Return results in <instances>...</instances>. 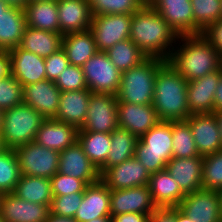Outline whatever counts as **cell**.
I'll use <instances>...</instances> for the list:
<instances>
[{
	"label": "cell",
	"mask_w": 222,
	"mask_h": 222,
	"mask_svg": "<svg viewBox=\"0 0 222 222\" xmlns=\"http://www.w3.org/2000/svg\"><path fill=\"white\" fill-rule=\"evenodd\" d=\"M58 172L83 180L87 185L100 180L98 168L84 153L78 141L60 152Z\"/></svg>",
	"instance_id": "obj_18"
},
{
	"label": "cell",
	"mask_w": 222,
	"mask_h": 222,
	"mask_svg": "<svg viewBox=\"0 0 222 222\" xmlns=\"http://www.w3.org/2000/svg\"><path fill=\"white\" fill-rule=\"evenodd\" d=\"M69 65V60L62 48L50 56L45 57L46 79L56 81Z\"/></svg>",
	"instance_id": "obj_45"
},
{
	"label": "cell",
	"mask_w": 222,
	"mask_h": 222,
	"mask_svg": "<svg viewBox=\"0 0 222 222\" xmlns=\"http://www.w3.org/2000/svg\"><path fill=\"white\" fill-rule=\"evenodd\" d=\"M222 110V74L214 97V112Z\"/></svg>",
	"instance_id": "obj_50"
},
{
	"label": "cell",
	"mask_w": 222,
	"mask_h": 222,
	"mask_svg": "<svg viewBox=\"0 0 222 222\" xmlns=\"http://www.w3.org/2000/svg\"><path fill=\"white\" fill-rule=\"evenodd\" d=\"M78 143L83 147L84 153L99 169L107 159L111 149V137L108 133L78 131Z\"/></svg>",
	"instance_id": "obj_34"
},
{
	"label": "cell",
	"mask_w": 222,
	"mask_h": 222,
	"mask_svg": "<svg viewBox=\"0 0 222 222\" xmlns=\"http://www.w3.org/2000/svg\"><path fill=\"white\" fill-rule=\"evenodd\" d=\"M178 208L191 222H222L217 190L202 188L186 194Z\"/></svg>",
	"instance_id": "obj_11"
},
{
	"label": "cell",
	"mask_w": 222,
	"mask_h": 222,
	"mask_svg": "<svg viewBox=\"0 0 222 222\" xmlns=\"http://www.w3.org/2000/svg\"><path fill=\"white\" fill-rule=\"evenodd\" d=\"M100 217H111L110 189L101 180L85 188L74 219L77 222H89Z\"/></svg>",
	"instance_id": "obj_22"
},
{
	"label": "cell",
	"mask_w": 222,
	"mask_h": 222,
	"mask_svg": "<svg viewBox=\"0 0 222 222\" xmlns=\"http://www.w3.org/2000/svg\"><path fill=\"white\" fill-rule=\"evenodd\" d=\"M194 35L202 34L210 25L222 19L221 0H191Z\"/></svg>",
	"instance_id": "obj_36"
},
{
	"label": "cell",
	"mask_w": 222,
	"mask_h": 222,
	"mask_svg": "<svg viewBox=\"0 0 222 222\" xmlns=\"http://www.w3.org/2000/svg\"><path fill=\"white\" fill-rule=\"evenodd\" d=\"M11 75V59L8 51H0V80Z\"/></svg>",
	"instance_id": "obj_49"
},
{
	"label": "cell",
	"mask_w": 222,
	"mask_h": 222,
	"mask_svg": "<svg viewBox=\"0 0 222 222\" xmlns=\"http://www.w3.org/2000/svg\"><path fill=\"white\" fill-rule=\"evenodd\" d=\"M60 34L90 29L93 14L88 0H57Z\"/></svg>",
	"instance_id": "obj_23"
},
{
	"label": "cell",
	"mask_w": 222,
	"mask_h": 222,
	"mask_svg": "<svg viewBox=\"0 0 222 222\" xmlns=\"http://www.w3.org/2000/svg\"><path fill=\"white\" fill-rule=\"evenodd\" d=\"M36 1H41V0H26V4L31 3V2H36Z\"/></svg>",
	"instance_id": "obj_62"
},
{
	"label": "cell",
	"mask_w": 222,
	"mask_h": 222,
	"mask_svg": "<svg viewBox=\"0 0 222 222\" xmlns=\"http://www.w3.org/2000/svg\"><path fill=\"white\" fill-rule=\"evenodd\" d=\"M20 177L17 154L15 150L6 148L0 152V194L13 192Z\"/></svg>",
	"instance_id": "obj_38"
},
{
	"label": "cell",
	"mask_w": 222,
	"mask_h": 222,
	"mask_svg": "<svg viewBox=\"0 0 222 222\" xmlns=\"http://www.w3.org/2000/svg\"><path fill=\"white\" fill-rule=\"evenodd\" d=\"M87 89L93 93L117 95L122 73L104 51H97L82 66Z\"/></svg>",
	"instance_id": "obj_7"
},
{
	"label": "cell",
	"mask_w": 222,
	"mask_h": 222,
	"mask_svg": "<svg viewBox=\"0 0 222 222\" xmlns=\"http://www.w3.org/2000/svg\"><path fill=\"white\" fill-rule=\"evenodd\" d=\"M166 60L147 57L138 66L122 72L118 103L152 104L156 74Z\"/></svg>",
	"instance_id": "obj_4"
},
{
	"label": "cell",
	"mask_w": 222,
	"mask_h": 222,
	"mask_svg": "<svg viewBox=\"0 0 222 222\" xmlns=\"http://www.w3.org/2000/svg\"><path fill=\"white\" fill-rule=\"evenodd\" d=\"M160 121L153 104L118 103V126L138 139Z\"/></svg>",
	"instance_id": "obj_20"
},
{
	"label": "cell",
	"mask_w": 222,
	"mask_h": 222,
	"mask_svg": "<svg viewBox=\"0 0 222 222\" xmlns=\"http://www.w3.org/2000/svg\"><path fill=\"white\" fill-rule=\"evenodd\" d=\"M167 61L186 81L220 69V53L202 34L178 36Z\"/></svg>",
	"instance_id": "obj_2"
},
{
	"label": "cell",
	"mask_w": 222,
	"mask_h": 222,
	"mask_svg": "<svg viewBox=\"0 0 222 222\" xmlns=\"http://www.w3.org/2000/svg\"><path fill=\"white\" fill-rule=\"evenodd\" d=\"M83 192L69 195L53 196L50 205V214L60 217L74 218L76 211L82 203Z\"/></svg>",
	"instance_id": "obj_42"
},
{
	"label": "cell",
	"mask_w": 222,
	"mask_h": 222,
	"mask_svg": "<svg viewBox=\"0 0 222 222\" xmlns=\"http://www.w3.org/2000/svg\"><path fill=\"white\" fill-rule=\"evenodd\" d=\"M20 173L25 176L52 178L58 172L60 152L34 142L15 149Z\"/></svg>",
	"instance_id": "obj_8"
},
{
	"label": "cell",
	"mask_w": 222,
	"mask_h": 222,
	"mask_svg": "<svg viewBox=\"0 0 222 222\" xmlns=\"http://www.w3.org/2000/svg\"><path fill=\"white\" fill-rule=\"evenodd\" d=\"M78 131L76 127L55 118L45 119L37 131L35 142L61 152L77 142Z\"/></svg>",
	"instance_id": "obj_24"
},
{
	"label": "cell",
	"mask_w": 222,
	"mask_h": 222,
	"mask_svg": "<svg viewBox=\"0 0 222 222\" xmlns=\"http://www.w3.org/2000/svg\"><path fill=\"white\" fill-rule=\"evenodd\" d=\"M188 81L168 61L157 71L153 107L160 120L185 121L191 114L187 104Z\"/></svg>",
	"instance_id": "obj_3"
},
{
	"label": "cell",
	"mask_w": 222,
	"mask_h": 222,
	"mask_svg": "<svg viewBox=\"0 0 222 222\" xmlns=\"http://www.w3.org/2000/svg\"><path fill=\"white\" fill-rule=\"evenodd\" d=\"M23 8L10 6L0 15V51H9L19 46L26 28Z\"/></svg>",
	"instance_id": "obj_29"
},
{
	"label": "cell",
	"mask_w": 222,
	"mask_h": 222,
	"mask_svg": "<svg viewBox=\"0 0 222 222\" xmlns=\"http://www.w3.org/2000/svg\"><path fill=\"white\" fill-rule=\"evenodd\" d=\"M150 222H175V208H156L150 214Z\"/></svg>",
	"instance_id": "obj_47"
},
{
	"label": "cell",
	"mask_w": 222,
	"mask_h": 222,
	"mask_svg": "<svg viewBox=\"0 0 222 222\" xmlns=\"http://www.w3.org/2000/svg\"><path fill=\"white\" fill-rule=\"evenodd\" d=\"M8 52L11 59V75L22 86L46 79L44 57L19 47Z\"/></svg>",
	"instance_id": "obj_21"
},
{
	"label": "cell",
	"mask_w": 222,
	"mask_h": 222,
	"mask_svg": "<svg viewBox=\"0 0 222 222\" xmlns=\"http://www.w3.org/2000/svg\"><path fill=\"white\" fill-rule=\"evenodd\" d=\"M186 121L190 125L200 156L222 150V141L214 113L191 114Z\"/></svg>",
	"instance_id": "obj_17"
},
{
	"label": "cell",
	"mask_w": 222,
	"mask_h": 222,
	"mask_svg": "<svg viewBox=\"0 0 222 222\" xmlns=\"http://www.w3.org/2000/svg\"><path fill=\"white\" fill-rule=\"evenodd\" d=\"M111 149L106 162L98 169L100 176L109 168L134 157L138 138L128 130L117 128L111 134Z\"/></svg>",
	"instance_id": "obj_32"
},
{
	"label": "cell",
	"mask_w": 222,
	"mask_h": 222,
	"mask_svg": "<svg viewBox=\"0 0 222 222\" xmlns=\"http://www.w3.org/2000/svg\"><path fill=\"white\" fill-rule=\"evenodd\" d=\"M143 5H150L153 0H139Z\"/></svg>",
	"instance_id": "obj_60"
},
{
	"label": "cell",
	"mask_w": 222,
	"mask_h": 222,
	"mask_svg": "<svg viewBox=\"0 0 222 222\" xmlns=\"http://www.w3.org/2000/svg\"><path fill=\"white\" fill-rule=\"evenodd\" d=\"M49 214L48 205L28 202L12 192L0 195V217L4 222H46Z\"/></svg>",
	"instance_id": "obj_14"
},
{
	"label": "cell",
	"mask_w": 222,
	"mask_h": 222,
	"mask_svg": "<svg viewBox=\"0 0 222 222\" xmlns=\"http://www.w3.org/2000/svg\"><path fill=\"white\" fill-rule=\"evenodd\" d=\"M5 146H4V142L3 139L1 137V133H0V152H2L3 150H5Z\"/></svg>",
	"instance_id": "obj_59"
},
{
	"label": "cell",
	"mask_w": 222,
	"mask_h": 222,
	"mask_svg": "<svg viewBox=\"0 0 222 222\" xmlns=\"http://www.w3.org/2000/svg\"><path fill=\"white\" fill-rule=\"evenodd\" d=\"M45 118L31 106L22 103L3 111L1 137L7 149L34 142L38 129Z\"/></svg>",
	"instance_id": "obj_6"
},
{
	"label": "cell",
	"mask_w": 222,
	"mask_h": 222,
	"mask_svg": "<svg viewBox=\"0 0 222 222\" xmlns=\"http://www.w3.org/2000/svg\"><path fill=\"white\" fill-rule=\"evenodd\" d=\"M173 157L192 158L200 156L189 123L185 121H172Z\"/></svg>",
	"instance_id": "obj_37"
},
{
	"label": "cell",
	"mask_w": 222,
	"mask_h": 222,
	"mask_svg": "<svg viewBox=\"0 0 222 222\" xmlns=\"http://www.w3.org/2000/svg\"><path fill=\"white\" fill-rule=\"evenodd\" d=\"M12 193L28 202L49 207L53 199L50 178L21 175Z\"/></svg>",
	"instance_id": "obj_33"
},
{
	"label": "cell",
	"mask_w": 222,
	"mask_h": 222,
	"mask_svg": "<svg viewBox=\"0 0 222 222\" xmlns=\"http://www.w3.org/2000/svg\"><path fill=\"white\" fill-rule=\"evenodd\" d=\"M2 126H3V111L0 110V133L2 131Z\"/></svg>",
	"instance_id": "obj_58"
},
{
	"label": "cell",
	"mask_w": 222,
	"mask_h": 222,
	"mask_svg": "<svg viewBox=\"0 0 222 222\" xmlns=\"http://www.w3.org/2000/svg\"><path fill=\"white\" fill-rule=\"evenodd\" d=\"M219 201H220V212L222 217V188L218 190Z\"/></svg>",
	"instance_id": "obj_57"
},
{
	"label": "cell",
	"mask_w": 222,
	"mask_h": 222,
	"mask_svg": "<svg viewBox=\"0 0 222 222\" xmlns=\"http://www.w3.org/2000/svg\"><path fill=\"white\" fill-rule=\"evenodd\" d=\"M156 208L148 185L120 190L110 189L111 216L129 212L150 215Z\"/></svg>",
	"instance_id": "obj_13"
},
{
	"label": "cell",
	"mask_w": 222,
	"mask_h": 222,
	"mask_svg": "<svg viewBox=\"0 0 222 222\" xmlns=\"http://www.w3.org/2000/svg\"><path fill=\"white\" fill-rule=\"evenodd\" d=\"M63 35L26 26L19 48L48 57L62 48Z\"/></svg>",
	"instance_id": "obj_30"
},
{
	"label": "cell",
	"mask_w": 222,
	"mask_h": 222,
	"mask_svg": "<svg viewBox=\"0 0 222 222\" xmlns=\"http://www.w3.org/2000/svg\"><path fill=\"white\" fill-rule=\"evenodd\" d=\"M214 115L216 117V121H217L218 128H219V133H220V137H221V141H222V110L214 112Z\"/></svg>",
	"instance_id": "obj_54"
},
{
	"label": "cell",
	"mask_w": 222,
	"mask_h": 222,
	"mask_svg": "<svg viewBox=\"0 0 222 222\" xmlns=\"http://www.w3.org/2000/svg\"><path fill=\"white\" fill-rule=\"evenodd\" d=\"M150 6L166 20L178 36L194 35L191 0H153Z\"/></svg>",
	"instance_id": "obj_19"
},
{
	"label": "cell",
	"mask_w": 222,
	"mask_h": 222,
	"mask_svg": "<svg viewBox=\"0 0 222 222\" xmlns=\"http://www.w3.org/2000/svg\"><path fill=\"white\" fill-rule=\"evenodd\" d=\"M172 121L160 120L138 139L134 156L150 172L165 169L173 157Z\"/></svg>",
	"instance_id": "obj_5"
},
{
	"label": "cell",
	"mask_w": 222,
	"mask_h": 222,
	"mask_svg": "<svg viewBox=\"0 0 222 222\" xmlns=\"http://www.w3.org/2000/svg\"><path fill=\"white\" fill-rule=\"evenodd\" d=\"M202 35L222 54V19L210 25Z\"/></svg>",
	"instance_id": "obj_46"
},
{
	"label": "cell",
	"mask_w": 222,
	"mask_h": 222,
	"mask_svg": "<svg viewBox=\"0 0 222 222\" xmlns=\"http://www.w3.org/2000/svg\"><path fill=\"white\" fill-rule=\"evenodd\" d=\"M129 39L147 56L168 60L178 39L177 33L150 5L131 15Z\"/></svg>",
	"instance_id": "obj_1"
},
{
	"label": "cell",
	"mask_w": 222,
	"mask_h": 222,
	"mask_svg": "<svg viewBox=\"0 0 222 222\" xmlns=\"http://www.w3.org/2000/svg\"><path fill=\"white\" fill-rule=\"evenodd\" d=\"M91 94L88 89L61 92L55 119L80 130L85 122Z\"/></svg>",
	"instance_id": "obj_26"
},
{
	"label": "cell",
	"mask_w": 222,
	"mask_h": 222,
	"mask_svg": "<svg viewBox=\"0 0 222 222\" xmlns=\"http://www.w3.org/2000/svg\"><path fill=\"white\" fill-rule=\"evenodd\" d=\"M23 103V86L12 76L0 80V110L5 111Z\"/></svg>",
	"instance_id": "obj_41"
},
{
	"label": "cell",
	"mask_w": 222,
	"mask_h": 222,
	"mask_svg": "<svg viewBox=\"0 0 222 222\" xmlns=\"http://www.w3.org/2000/svg\"><path fill=\"white\" fill-rule=\"evenodd\" d=\"M61 92L87 89L82 67L69 65L55 81Z\"/></svg>",
	"instance_id": "obj_43"
},
{
	"label": "cell",
	"mask_w": 222,
	"mask_h": 222,
	"mask_svg": "<svg viewBox=\"0 0 222 222\" xmlns=\"http://www.w3.org/2000/svg\"><path fill=\"white\" fill-rule=\"evenodd\" d=\"M61 91L55 81L42 80L23 86V103L31 106L45 119L56 117Z\"/></svg>",
	"instance_id": "obj_15"
},
{
	"label": "cell",
	"mask_w": 222,
	"mask_h": 222,
	"mask_svg": "<svg viewBox=\"0 0 222 222\" xmlns=\"http://www.w3.org/2000/svg\"><path fill=\"white\" fill-rule=\"evenodd\" d=\"M105 52L121 73L138 66L147 58L130 39L116 43Z\"/></svg>",
	"instance_id": "obj_35"
},
{
	"label": "cell",
	"mask_w": 222,
	"mask_h": 222,
	"mask_svg": "<svg viewBox=\"0 0 222 222\" xmlns=\"http://www.w3.org/2000/svg\"><path fill=\"white\" fill-rule=\"evenodd\" d=\"M148 186L157 208L178 207L186 195L166 169L152 173Z\"/></svg>",
	"instance_id": "obj_27"
},
{
	"label": "cell",
	"mask_w": 222,
	"mask_h": 222,
	"mask_svg": "<svg viewBox=\"0 0 222 222\" xmlns=\"http://www.w3.org/2000/svg\"><path fill=\"white\" fill-rule=\"evenodd\" d=\"M112 222H150V215L141 213H121L111 216Z\"/></svg>",
	"instance_id": "obj_48"
},
{
	"label": "cell",
	"mask_w": 222,
	"mask_h": 222,
	"mask_svg": "<svg viewBox=\"0 0 222 222\" xmlns=\"http://www.w3.org/2000/svg\"><path fill=\"white\" fill-rule=\"evenodd\" d=\"M9 7L10 6L6 2H4L3 0H0V15H2L3 12L7 10Z\"/></svg>",
	"instance_id": "obj_56"
},
{
	"label": "cell",
	"mask_w": 222,
	"mask_h": 222,
	"mask_svg": "<svg viewBox=\"0 0 222 222\" xmlns=\"http://www.w3.org/2000/svg\"><path fill=\"white\" fill-rule=\"evenodd\" d=\"M62 49L69 63L79 67L97 52L94 36L90 30L64 34Z\"/></svg>",
	"instance_id": "obj_31"
},
{
	"label": "cell",
	"mask_w": 222,
	"mask_h": 222,
	"mask_svg": "<svg viewBox=\"0 0 222 222\" xmlns=\"http://www.w3.org/2000/svg\"><path fill=\"white\" fill-rule=\"evenodd\" d=\"M150 172L134 156L121 164L109 167L100 180L112 190L148 185Z\"/></svg>",
	"instance_id": "obj_12"
},
{
	"label": "cell",
	"mask_w": 222,
	"mask_h": 222,
	"mask_svg": "<svg viewBox=\"0 0 222 222\" xmlns=\"http://www.w3.org/2000/svg\"><path fill=\"white\" fill-rule=\"evenodd\" d=\"M93 16L109 14L132 15L143 4L139 0H88Z\"/></svg>",
	"instance_id": "obj_39"
},
{
	"label": "cell",
	"mask_w": 222,
	"mask_h": 222,
	"mask_svg": "<svg viewBox=\"0 0 222 222\" xmlns=\"http://www.w3.org/2000/svg\"><path fill=\"white\" fill-rule=\"evenodd\" d=\"M89 222H112V220H111V217H100L97 219L94 218Z\"/></svg>",
	"instance_id": "obj_55"
},
{
	"label": "cell",
	"mask_w": 222,
	"mask_h": 222,
	"mask_svg": "<svg viewBox=\"0 0 222 222\" xmlns=\"http://www.w3.org/2000/svg\"><path fill=\"white\" fill-rule=\"evenodd\" d=\"M220 69L222 71V54H220Z\"/></svg>",
	"instance_id": "obj_61"
},
{
	"label": "cell",
	"mask_w": 222,
	"mask_h": 222,
	"mask_svg": "<svg viewBox=\"0 0 222 222\" xmlns=\"http://www.w3.org/2000/svg\"><path fill=\"white\" fill-rule=\"evenodd\" d=\"M46 222H77L74 218L60 217L54 214H49Z\"/></svg>",
	"instance_id": "obj_51"
},
{
	"label": "cell",
	"mask_w": 222,
	"mask_h": 222,
	"mask_svg": "<svg viewBox=\"0 0 222 222\" xmlns=\"http://www.w3.org/2000/svg\"><path fill=\"white\" fill-rule=\"evenodd\" d=\"M131 15L109 14L92 17L90 31L97 51H107L116 43L130 37Z\"/></svg>",
	"instance_id": "obj_10"
},
{
	"label": "cell",
	"mask_w": 222,
	"mask_h": 222,
	"mask_svg": "<svg viewBox=\"0 0 222 222\" xmlns=\"http://www.w3.org/2000/svg\"><path fill=\"white\" fill-rule=\"evenodd\" d=\"M23 9L27 26L60 33L57 0H41L27 3Z\"/></svg>",
	"instance_id": "obj_28"
},
{
	"label": "cell",
	"mask_w": 222,
	"mask_h": 222,
	"mask_svg": "<svg viewBox=\"0 0 222 222\" xmlns=\"http://www.w3.org/2000/svg\"><path fill=\"white\" fill-rule=\"evenodd\" d=\"M175 222H191V218L186 216L178 207H175Z\"/></svg>",
	"instance_id": "obj_52"
},
{
	"label": "cell",
	"mask_w": 222,
	"mask_h": 222,
	"mask_svg": "<svg viewBox=\"0 0 222 222\" xmlns=\"http://www.w3.org/2000/svg\"><path fill=\"white\" fill-rule=\"evenodd\" d=\"M202 188L217 191L222 188V150L203 156Z\"/></svg>",
	"instance_id": "obj_40"
},
{
	"label": "cell",
	"mask_w": 222,
	"mask_h": 222,
	"mask_svg": "<svg viewBox=\"0 0 222 222\" xmlns=\"http://www.w3.org/2000/svg\"><path fill=\"white\" fill-rule=\"evenodd\" d=\"M118 126L117 96L109 93H93L83 127L79 131L111 134Z\"/></svg>",
	"instance_id": "obj_9"
},
{
	"label": "cell",
	"mask_w": 222,
	"mask_h": 222,
	"mask_svg": "<svg viewBox=\"0 0 222 222\" xmlns=\"http://www.w3.org/2000/svg\"><path fill=\"white\" fill-rule=\"evenodd\" d=\"M185 194L202 189L203 156L172 157L165 167Z\"/></svg>",
	"instance_id": "obj_25"
},
{
	"label": "cell",
	"mask_w": 222,
	"mask_h": 222,
	"mask_svg": "<svg viewBox=\"0 0 222 222\" xmlns=\"http://www.w3.org/2000/svg\"><path fill=\"white\" fill-rule=\"evenodd\" d=\"M222 71L211 72L188 81L187 104L190 114L214 113V97Z\"/></svg>",
	"instance_id": "obj_16"
},
{
	"label": "cell",
	"mask_w": 222,
	"mask_h": 222,
	"mask_svg": "<svg viewBox=\"0 0 222 222\" xmlns=\"http://www.w3.org/2000/svg\"><path fill=\"white\" fill-rule=\"evenodd\" d=\"M87 186L83 180L59 172L51 178L53 196L84 192Z\"/></svg>",
	"instance_id": "obj_44"
},
{
	"label": "cell",
	"mask_w": 222,
	"mask_h": 222,
	"mask_svg": "<svg viewBox=\"0 0 222 222\" xmlns=\"http://www.w3.org/2000/svg\"><path fill=\"white\" fill-rule=\"evenodd\" d=\"M6 2L9 6L18 7V8H24L26 5V0H3Z\"/></svg>",
	"instance_id": "obj_53"
}]
</instances>
